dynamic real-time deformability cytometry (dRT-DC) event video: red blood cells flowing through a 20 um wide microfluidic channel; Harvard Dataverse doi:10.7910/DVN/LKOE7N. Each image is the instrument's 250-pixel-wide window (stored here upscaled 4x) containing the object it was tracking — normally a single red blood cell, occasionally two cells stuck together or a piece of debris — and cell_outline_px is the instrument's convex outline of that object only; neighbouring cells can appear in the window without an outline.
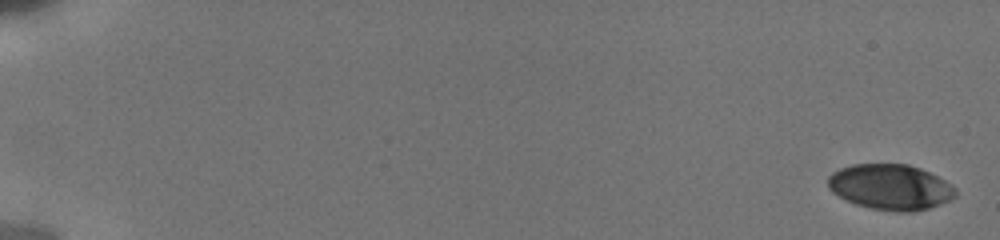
{"species": "human", "species_latin": "Homo sapiens", "temperature_condition": "cold", "stored_images_in_passage": 35, "camera_frame_rate_fps": 3000, "um_per_image_px": 0.085, "donor": {"sex": "male"}, "frame": {"image": 1, "passage_image": 1, "time_ms": 0.0, "image_size_px": [1000, 240], "cell_outline_px": [[956, 196], [940, 204], [928, 208], [912, 212], [900, 212], [872, 208], [856, 204], [832, 192], [828, 188], [828, 176], [832, 172], [840, 168], [852, 164], [908, 164], [920, 168], [944, 180], [956, 188]], "centroid_in_image_um": [75.68, 15.89], "position_along_channel_um": 9.3, "area_um2": 33.64}}
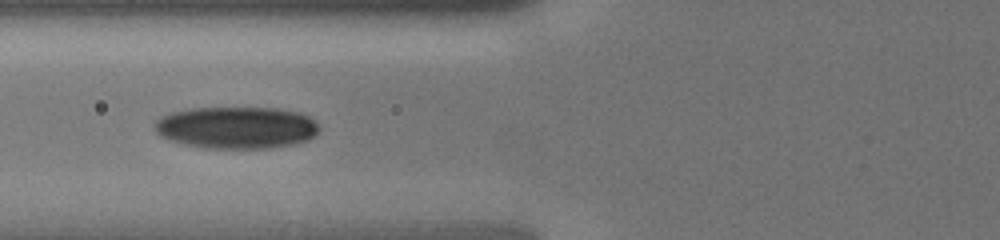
{"frame": {"image": 2, "passage_image": 17, "time_ms": 7.667, "image_size_px": [1000, 240], "cell_outline_px": [[320, 132], [308, 140], [292, 144], [268, 148], [204, 148], [184, 144], [160, 136], [156, 132], [156, 120], [160, 116], [172, 112], [192, 108], [276, 108], [300, 112], [308, 116], [320, 128]], "centroid_in_image_um": [20.11, 10.84], "position_along_channel_um": 105.7, "area_um2": 40.23}}
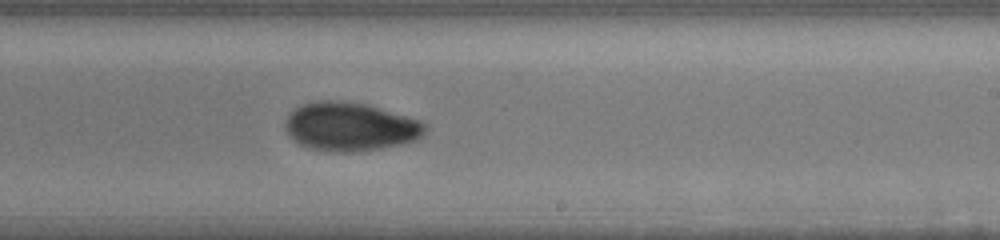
{"frame": {"image": 3, "passage_image": 35, "time_ms": 11.667, "image_size_px": [1000, 240], "cell_outline_px": [[428, 128], [424, 136], [416, 140], [400, 144], [380, 148], [352, 152], [328, 152], [308, 148], [300, 144], [288, 136], [284, 128], [284, 124], [288, 112], [300, 104], [312, 100], [340, 100], [368, 104], [420, 120], [428, 124]], "centroid_in_image_um": [29.74, 10.75], "position_along_channel_um": 259.3, "area_um2": 40.46}}